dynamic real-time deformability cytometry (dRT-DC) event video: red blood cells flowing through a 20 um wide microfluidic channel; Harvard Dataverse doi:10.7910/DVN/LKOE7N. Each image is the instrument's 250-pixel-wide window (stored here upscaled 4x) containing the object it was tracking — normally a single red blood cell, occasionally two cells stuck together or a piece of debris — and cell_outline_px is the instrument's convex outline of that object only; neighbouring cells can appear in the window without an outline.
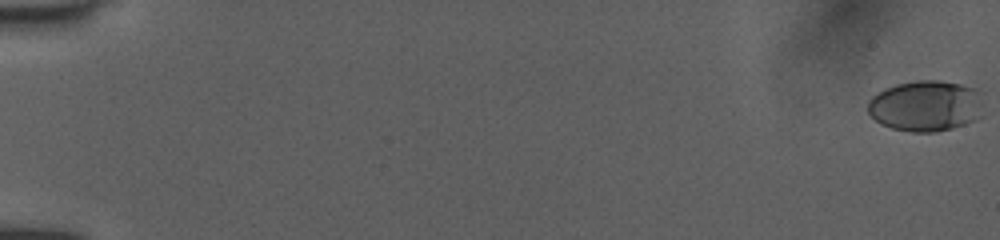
{"species": "human", "species_latin": "Homo sapiens", "temperature_condition": "room temperature", "stored_images_in_passage": 54, "camera_frame_rate_fps": 3000, "um_per_image_px": 0.085, "donor": {"sex": "female"}, "frame": {"image": 1, "passage_image": 1, "time_ms": 0.0, "image_size_px": [1000, 240], "cell_outline_px": [[984, 116], [976, 120], [952, 128], [936, 132], [912, 132], [892, 128], [880, 124], [868, 112], [868, 100], [872, 96], [884, 88], [896, 84], [916, 80], [940, 80], [960, 84], [976, 88], [984, 92]], "centroid_in_image_um": [78.77, 8.99], "position_along_channel_um": 6.2, "area_um2": 35.2}}
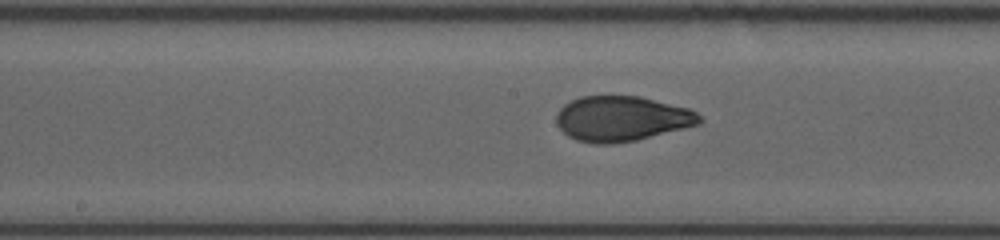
{"frame": {"image": 2, "passage_image": 30, "time_ms": 9.667, "image_size_px": [1000, 240], "cell_outline_px": [[704, 120], [700, 124], [636, 140], [608, 144], [596, 144], [576, 140], [568, 136], [556, 124], [556, 112], [564, 104], [580, 96], [640, 96], [688, 108], [696, 112]], "centroid_in_image_um": [52.83, 10.08], "position_along_channel_um": 195.4, "area_um2": 37.69}}
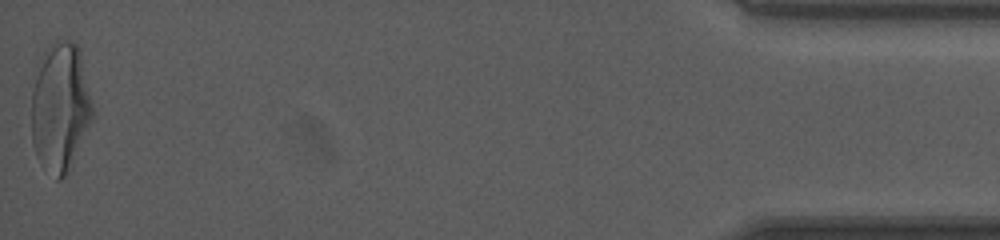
{"frame": {"image": 3, "passage_image": 54, "time_ms": 17.667, "image_size_px": [1000, 240], "cell_outline_px": [[92, 120], [64, 176], [60, 180], [56, 180], [40, 164], [36, 156], [32, 144], [32, 92], [44, 48], [56, 40], [72, 40], [76, 44], [80, 52], [92, 104]], "centroid_in_image_um": [5.09, 9.1], "position_along_channel_um": 430.1, "area_um2": 45.26}, "authors_computed_cell_mechanics": {"area_um2": 37.1943, "velocity_mm_per_s": 4.0019, "shape_relaxation_time_tau1_ms": 4.4145, "shape_relaxation_time_tau2_ms": 0.7184, "deformation_change_tau1": 0.1819, "deformation_change_tau2": 0.0565}}